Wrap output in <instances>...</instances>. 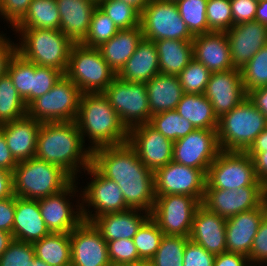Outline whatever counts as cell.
Wrapping results in <instances>:
<instances>
[{
	"label": "cell",
	"mask_w": 267,
	"mask_h": 266,
	"mask_svg": "<svg viewBox=\"0 0 267 266\" xmlns=\"http://www.w3.org/2000/svg\"><path fill=\"white\" fill-rule=\"evenodd\" d=\"M266 128L267 118L247 97L218 118V144L223 151L246 152Z\"/></svg>",
	"instance_id": "obj_5"
},
{
	"label": "cell",
	"mask_w": 267,
	"mask_h": 266,
	"mask_svg": "<svg viewBox=\"0 0 267 266\" xmlns=\"http://www.w3.org/2000/svg\"><path fill=\"white\" fill-rule=\"evenodd\" d=\"M151 115L176 110L184 95L178 76L157 74L146 82Z\"/></svg>",
	"instance_id": "obj_31"
},
{
	"label": "cell",
	"mask_w": 267,
	"mask_h": 266,
	"mask_svg": "<svg viewBox=\"0 0 267 266\" xmlns=\"http://www.w3.org/2000/svg\"><path fill=\"white\" fill-rule=\"evenodd\" d=\"M29 266H50L48 265L46 262L40 260L39 258H37L36 256L33 258V263L32 265Z\"/></svg>",
	"instance_id": "obj_65"
},
{
	"label": "cell",
	"mask_w": 267,
	"mask_h": 266,
	"mask_svg": "<svg viewBox=\"0 0 267 266\" xmlns=\"http://www.w3.org/2000/svg\"><path fill=\"white\" fill-rule=\"evenodd\" d=\"M32 0H0V14L14 26L24 17Z\"/></svg>",
	"instance_id": "obj_53"
},
{
	"label": "cell",
	"mask_w": 267,
	"mask_h": 266,
	"mask_svg": "<svg viewBox=\"0 0 267 266\" xmlns=\"http://www.w3.org/2000/svg\"><path fill=\"white\" fill-rule=\"evenodd\" d=\"M164 233L158 224L149 217L138 229L133 237L139 258L147 263L158 250Z\"/></svg>",
	"instance_id": "obj_42"
},
{
	"label": "cell",
	"mask_w": 267,
	"mask_h": 266,
	"mask_svg": "<svg viewBox=\"0 0 267 266\" xmlns=\"http://www.w3.org/2000/svg\"><path fill=\"white\" fill-rule=\"evenodd\" d=\"M64 74L52 67L34 64V76L32 82V102L38 97L50 91Z\"/></svg>",
	"instance_id": "obj_49"
},
{
	"label": "cell",
	"mask_w": 267,
	"mask_h": 266,
	"mask_svg": "<svg viewBox=\"0 0 267 266\" xmlns=\"http://www.w3.org/2000/svg\"><path fill=\"white\" fill-rule=\"evenodd\" d=\"M207 176L201 169L171 161L154 172L156 196L188 195L202 203Z\"/></svg>",
	"instance_id": "obj_13"
},
{
	"label": "cell",
	"mask_w": 267,
	"mask_h": 266,
	"mask_svg": "<svg viewBox=\"0 0 267 266\" xmlns=\"http://www.w3.org/2000/svg\"><path fill=\"white\" fill-rule=\"evenodd\" d=\"M118 31L115 23L97 6L92 14L88 34L81 44L97 48L115 36Z\"/></svg>",
	"instance_id": "obj_44"
},
{
	"label": "cell",
	"mask_w": 267,
	"mask_h": 266,
	"mask_svg": "<svg viewBox=\"0 0 267 266\" xmlns=\"http://www.w3.org/2000/svg\"><path fill=\"white\" fill-rule=\"evenodd\" d=\"M240 71L246 93L267 86V44Z\"/></svg>",
	"instance_id": "obj_43"
},
{
	"label": "cell",
	"mask_w": 267,
	"mask_h": 266,
	"mask_svg": "<svg viewBox=\"0 0 267 266\" xmlns=\"http://www.w3.org/2000/svg\"><path fill=\"white\" fill-rule=\"evenodd\" d=\"M267 214L266 200L257 208L226 219L227 252L250 255L253 239Z\"/></svg>",
	"instance_id": "obj_22"
},
{
	"label": "cell",
	"mask_w": 267,
	"mask_h": 266,
	"mask_svg": "<svg viewBox=\"0 0 267 266\" xmlns=\"http://www.w3.org/2000/svg\"><path fill=\"white\" fill-rule=\"evenodd\" d=\"M201 202L188 195L156 196L150 217L164 235L189 237Z\"/></svg>",
	"instance_id": "obj_12"
},
{
	"label": "cell",
	"mask_w": 267,
	"mask_h": 266,
	"mask_svg": "<svg viewBox=\"0 0 267 266\" xmlns=\"http://www.w3.org/2000/svg\"><path fill=\"white\" fill-rule=\"evenodd\" d=\"M41 124L26 115L21 119L0 125L8 148L17 162L28 160L35 156Z\"/></svg>",
	"instance_id": "obj_25"
},
{
	"label": "cell",
	"mask_w": 267,
	"mask_h": 266,
	"mask_svg": "<svg viewBox=\"0 0 267 266\" xmlns=\"http://www.w3.org/2000/svg\"><path fill=\"white\" fill-rule=\"evenodd\" d=\"M15 214V195L0 200V230L13 236V222Z\"/></svg>",
	"instance_id": "obj_54"
},
{
	"label": "cell",
	"mask_w": 267,
	"mask_h": 266,
	"mask_svg": "<svg viewBox=\"0 0 267 266\" xmlns=\"http://www.w3.org/2000/svg\"><path fill=\"white\" fill-rule=\"evenodd\" d=\"M122 2L129 3L137 8L140 12L148 5L150 0H121Z\"/></svg>",
	"instance_id": "obj_64"
},
{
	"label": "cell",
	"mask_w": 267,
	"mask_h": 266,
	"mask_svg": "<svg viewBox=\"0 0 267 266\" xmlns=\"http://www.w3.org/2000/svg\"><path fill=\"white\" fill-rule=\"evenodd\" d=\"M70 266H112L107 242L91 222L82 221L70 232Z\"/></svg>",
	"instance_id": "obj_18"
},
{
	"label": "cell",
	"mask_w": 267,
	"mask_h": 266,
	"mask_svg": "<svg viewBox=\"0 0 267 266\" xmlns=\"http://www.w3.org/2000/svg\"><path fill=\"white\" fill-rule=\"evenodd\" d=\"M226 35L234 69H242L267 44V27L255 20L232 26Z\"/></svg>",
	"instance_id": "obj_20"
},
{
	"label": "cell",
	"mask_w": 267,
	"mask_h": 266,
	"mask_svg": "<svg viewBox=\"0 0 267 266\" xmlns=\"http://www.w3.org/2000/svg\"><path fill=\"white\" fill-rule=\"evenodd\" d=\"M74 179L61 167L37 157L18 162L13 172V194L37 200L57 194Z\"/></svg>",
	"instance_id": "obj_4"
},
{
	"label": "cell",
	"mask_w": 267,
	"mask_h": 266,
	"mask_svg": "<svg viewBox=\"0 0 267 266\" xmlns=\"http://www.w3.org/2000/svg\"><path fill=\"white\" fill-rule=\"evenodd\" d=\"M83 143L75 121L42 123L35 157L61 167L75 180L77 167L86 170L92 164V150L84 149Z\"/></svg>",
	"instance_id": "obj_2"
},
{
	"label": "cell",
	"mask_w": 267,
	"mask_h": 266,
	"mask_svg": "<svg viewBox=\"0 0 267 266\" xmlns=\"http://www.w3.org/2000/svg\"><path fill=\"white\" fill-rule=\"evenodd\" d=\"M255 21L267 27V0L258 1V6L255 15Z\"/></svg>",
	"instance_id": "obj_62"
},
{
	"label": "cell",
	"mask_w": 267,
	"mask_h": 266,
	"mask_svg": "<svg viewBox=\"0 0 267 266\" xmlns=\"http://www.w3.org/2000/svg\"><path fill=\"white\" fill-rule=\"evenodd\" d=\"M75 122L83 141L86 134L92 140L91 150L128 142L129 131L104 93L82 94Z\"/></svg>",
	"instance_id": "obj_3"
},
{
	"label": "cell",
	"mask_w": 267,
	"mask_h": 266,
	"mask_svg": "<svg viewBox=\"0 0 267 266\" xmlns=\"http://www.w3.org/2000/svg\"><path fill=\"white\" fill-rule=\"evenodd\" d=\"M215 255L190 239L186 242L183 266H213Z\"/></svg>",
	"instance_id": "obj_50"
},
{
	"label": "cell",
	"mask_w": 267,
	"mask_h": 266,
	"mask_svg": "<svg viewBox=\"0 0 267 266\" xmlns=\"http://www.w3.org/2000/svg\"><path fill=\"white\" fill-rule=\"evenodd\" d=\"M208 0H175L182 20L193 36L209 32L206 5Z\"/></svg>",
	"instance_id": "obj_41"
},
{
	"label": "cell",
	"mask_w": 267,
	"mask_h": 266,
	"mask_svg": "<svg viewBox=\"0 0 267 266\" xmlns=\"http://www.w3.org/2000/svg\"><path fill=\"white\" fill-rule=\"evenodd\" d=\"M88 174L93 176V181L85 187L83 191V199L88 206L96 209L95 214L87 212L81 205L77 210H81L82 218L86 222H90L94 217L107 213L122 212L130 209L126 204L122 191L116 182L105 177L93 164L87 169Z\"/></svg>",
	"instance_id": "obj_15"
},
{
	"label": "cell",
	"mask_w": 267,
	"mask_h": 266,
	"mask_svg": "<svg viewBox=\"0 0 267 266\" xmlns=\"http://www.w3.org/2000/svg\"><path fill=\"white\" fill-rule=\"evenodd\" d=\"M97 6L115 23L119 30L140 26L141 12L121 0H100Z\"/></svg>",
	"instance_id": "obj_40"
},
{
	"label": "cell",
	"mask_w": 267,
	"mask_h": 266,
	"mask_svg": "<svg viewBox=\"0 0 267 266\" xmlns=\"http://www.w3.org/2000/svg\"><path fill=\"white\" fill-rule=\"evenodd\" d=\"M246 262H250L248 256L246 255L233 252H224L215 255L213 266H245Z\"/></svg>",
	"instance_id": "obj_55"
},
{
	"label": "cell",
	"mask_w": 267,
	"mask_h": 266,
	"mask_svg": "<svg viewBox=\"0 0 267 266\" xmlns=\"http://www.w3.org/2000/svg\"><path fill=\"white\" fill-rule=\"evenodd\" d=\"M153 42L157 48L161 74L178 76L193 59L192 41L162 39Z\"/></svg>",
	"instance_id": "obj_32"
},
{
	"label": "cell",
	"mask_w": 267,
	"mask_h": 266,
	"mask_svg": "<svg viewBox=\"0 0 267 266\" xmlns=\"http://www.w3.org/2000/svg\"><path fill=\"white\" fill-rule=\"evenodd\" d=\"M189 237L164 235L156 254L147 262L150 266H183V256Z\"/></svg>",
	"instance_id": "obj_39"
},
{
	"label": "cell",
	"mask_w": 267,
	"mask_h": 266,
	"mask_svg": "<svg viewBox=\"0 0 267 266\" xmlns=\"http://www.w3.org/2000/svg\"><path fill=\"white\" fill-rule=\"evenodd\" d=\"M92 164L117 183L130 208L152 212L156 199L154 172L141 162L128 142L92 150Z\"/></svg>",
	"instance_id": "obj_1"
},
{
	"label": "cell",
	"mask_w": 267,
	"mask_h": 266,
	"mask_svg": "<svg viewBox=\"0 0 267 266\" xmlns=\"http://www.w3.org/2000/svg\"><path fill=\"white\" fill-rule=\"evenodd\" d=\"M13 236L11 233L0 230V257L6 251L9 244L13 241Z\"/></svg>",
	"instance_id": "obj_63"
},
{
	"label": "cell",
	"mask_w": 267,
	"mask_h": 266,
	"mask_svg": "<svg viewBox=\"0 0 267 266\" xmlns=\"http://www.w3.org/2000/svg\"><path fill=\"white\" fill-rule=\"evenodd\" d=\"M206 15L209 32H227L232 27L230 0H208Z\"/></svg>",
	"instance_id": "obj_46"
},
{
	"label": "cell",
	"mask_w": 267,
	"mask_h": 266,
	"mask_svg": "<svg viewBox=\"0 0 267 266\" xmlns=\"http://www.w3.org/2000/svg\"><path fill=\"white\" fill-rule=\"evenodd\" d=\"M15 29L23 37L20 45L17 46V53L31 63L52 67L65 75L70 50L74 43L60 29Z\"/></svg>",
	"instance_id": "obj_6"
},
{
	"label": "cell",
	"mask_w": 267,
	"mask_h": 266,
	"mask_svg": "<svg viewBox=\"0 0 267 266\" xmlns=\"http://www.w3.org/2000/svg\"><path fill=\"white\" fill-rule=\"evenodd\" d=\"M205 189L237 190L264 186L258 179L253 159L240 151L221 150L207 172Z\"/></svg>",
	"instance_id": "obj_9"
},
{
	"label": "cell",
	"mask_w": 267,
	"mask_h": 266,
	"mask_svg": "<svg viewBox=\"0 0 267 266\" xmlns=\"http://www.w3.org/2000/svg\"><path fill=\"white\" fill-rule=\"evenodd\" d=\"M193 58L211 73L234 69L226 32L211 31L194 36Z\"/></svg>",
	"instance_id": "obj_24"
},
{
	"label": "cell",
	"mask_w": 267,
	"mask_h": 266,
	"mask_svg": "<svg viewBox=\"0 0 267 266\" xmlns=\"http://www.w3.org/2000/svg\"><path fill=\"white\" fill-rule=\"evenodd\" d=\"M211 72L194 58L178 75L184 93L204 94Z\"/></svg>",
	"instance_id": "obj_45"
},
{
	"label": "cell",
	"mask_w": 267,
	"mask_h": 266,
	"mask_svg": "<svg viewBox=\"0 0 267 266\" xmlns=\"http://www.w3.org/2000/svg\"><path fill=\"white\" fill-rule=\"evenodd\" d=\"M9 42L6 38L0 35V77L7 72L9 61L17 52V45Z\"/></svg>",
	"instance_id": "obj_56"
},
{
	"label": "cell",
	"mask_w": 267,
	"mask_h": 266,
	"mask_svg": "<svg viewBox=\"0 0 267 266\" xmlns=\"http://www.w3.org/2000/svg\"><path fill=\"white\" fill-rule=\"evenodd\" d=\"M74 183L75 180L57 194L37 199L42 218L50 233H70L83 221L81 210L74 212L66 197L68 194L71 197L70 194L76 191Z\"/></svg>",
	"instance_id": "obj_21"
},
{
	"label": "cell",
	"mask_w": 267,
	"mask_h": 266,
	"mask_svg": "<svg viewBox=\"0 0 267 266\" xmlns=\"http://www.w3.org/2000/svg\"><path fill=\"white\" fill-rule=\"evenodd\" d=\"M265 186H246L237 190L205 189L202 205L228 219L259 207L266 200Z\"/></svg>",
	"instance_id": "obj_16"
},
{
	"label": "cell",
	"mask_w": 267,
	"mask_h": 266,
	"mask_svg": "<svg viewBox=\"0 0 267 266\" xmlns=\"http://www.w3.org/2000/svg\"><path fill=\"white\" fill-rule=\"evenodd\" d=\"M232 26L255 20L258 0H230Z\"/></svg>",
	"instance_id": "obj_51"
},
{
	"label": "cell",
	"mask_w": 267,
	"mask_h": 266,
	"mask_svg": "<svg viewBox=\"0 0 267 266\" xmlns=\"http://www.w3.org/2000/svg\"><path fill=\"white\" fill-rule=\"evenodd\" d=\"M204 95L218 118L228 113L247 98L241 71L231 69L211 73Z\"/></svg>",
	"instance_id": "obj_19"
},
{
	"label": "cell",
	"mask_w": 267,
	"mask_h": 266,
	"mask_svg": "<svg viewBox=\"0 0 267 266\" xmlns=\"http://www.w3.org/2000/svg\"><path fill=\"white\" fill-rule=\"evenodd\" d=\"M103 93L128 131L150 122L145 82H128L116 76Z\"/></svg>",
	"instance_id": "obj_10"
},
{
	"label": "cell",
	"mask_w": 267,
	"mask_h": 266,
	"mask_svg": "<svg viewBox=\"0 0 267 266\" xmlns=\"http://www.w3.org/2000/svg\"><path fill=\"white\" fill-rule=\"evenodd\" d=\"M176 111L196 129H217L218 117L204 94L184 93Z\"/></svg>",
	"instance_id": "obj_33"
},
{
	"label": "cell",
	"mask_w": 267,
	"mask_h": 266,
	"mask_svg": "<svg viewBox=\"0 0 267 266\" xmlns=\"http://www.w3.org/2000/svg\"><path fill=\"white\" fill-rule=\"evenodd\" d=\"M6 73L10 76L18 94L28 107L32 103L34 63L25 60L16 52L9 61Z\"/></svg>",
	"instance_id": "obj_37"
},
{
	"label": "cell",
	"mask_w": 267,
	"mask_h": 266,
	"mask_svg": "<svg viewBox=\"0 0 267 266\" xmlns=\"http://www.w3.org/2000/svg\"><path fill=\"white\" fill-rule=\"evenodd\" d=\"M13 195V173L0 168V200Z\"/></svg>",
	"instance_id": "obj_60"
},
{
	"label": "cell",
	"mask_w": 267,
	"mask_h": 266,
	"mask_svg": "<svg viewBox=\"0 0 267 266\" xmlns=\"http://www.w3.org/2000/svg\"><path fill=\"white\" fill-rule=\"evenodd\" d=\"M267 151V128L264 129L255 139L246 153L253 158L259 152Z\"/></svg>",
	"instance_id": "obj_61"
},
{
	"label": "cell",
	"mask_w": 267,
	"mask_h": 266,
	"mask_svg": "<svg viewBox=\"0 0 267 266\" xmlns=\"http://www.w3.org/2000/svg\"><path fill=\"white\" fill-rule=\"evenodd\" d=\"M60 14V30L73 42L81 43L88 34L94 0H56Z\"/></svg>",
	"instance_id": "obj_26"
},
{
	"label": "cell",
	"mask_w": 267,
	"mask_h": 266,
	"mask_svg": "<svg viewBox=\"0 0 267 266\" xmlns=\"http://www.w3.org/2000/svg\"><path fill=\"white\" fill-rule=\"evenodd\" d=\"M142 266H150L149 264H147V263H144Z\"/></svg>",
	"instance_id": "obj_67"
},
{
	"label": "cell",
	"mask_w": 267,
	"mask_h": 266,
	"mask_svg": "<svg viewBox=\"0 0 267 266\" xmlns=\"http://www.w3.org/2000/svg\"><path fill=\"white\" fill-rule=\"evenodd\" d=\"M14 27L60 29V14L56 0H32L24 17Z\"/></svg>",
	"instance_id": "obj_35"
},
{
	"label": "cell",
	"mask_w": 267,
	"mask_h": 266,
	"mask_svg": "<svg viewBox=\"0 0 267 266\" xmlns=\"http://www.w3.org/2000/svg\"><path fill=\"white\" fill-rule=\"evenodd\" d=\"M251 263L267 262V214L264 216L256 236L253 239L250 255L248 256Z\"/></svg>",
	"instance_id": "obj_52"
},
{
	"label": "cell",
	"mask_w": 267,
	"mask_h": 266,
	"mask_svg": "<svg viewBox=\"0 0 267 266\" xmlns=\"http://www.w3.org/2000/svg\"><path fill=\"white\" fill-rule=\"evenodd\" d=\"M65 75L81 93H103L117 76L103 59L98 48L74 43Z\"/></svg>",
	"instance_id": "obj_7"
},
{
	"label": "cell",
	"mask_w": 267,
	"mask_h": 266,
	"mask_svg": "<svg viewBox=\"0 0 267 266\" xmlns=\"http://www.w3.org/2000/svg\"><path fill=\"white\" fill-rule=\"evenodd\" d=\"M189 239L214 255L227 252L226 219L200 204L194 215Z\"/></svg>",
	"instance_id": "obj_23"
},
{
	"label": "cell",
	"mask_w": 267,
	"mask_h": 266,
	"mask_svg": "<svg viewBox=\"0 0 267 266\" xmlns=\"http://www.w3.org/2000/svg\"><path fill=\"white\" fill-rule=\"evenodd\" d=\"M149 124L173 142L186 137L196 129L189 120L180 116L176 110L152 115Z\"/></svg>",
	"instance_id": "obj_38"
},
{
	"label": "cell",
	"mask_w": 267,
	"mask_h": 266,
	"mask_svg": "<svg viewBox=\"0 0 267 266\" xmlns=\"http://www.w3.org/2000/svg\"><path fill=\"white\" fill-rule=\"evenodd\" d=\"M27 115V106L18 94L10 76L0 77V125Z\"/></svg>",
	"instance_id": "obj_36"
},
{
	"label": "cell",
	"mask_w": 267,
	"mask_h": 266,
	"mask_svg": "<svg viewBox=\"0 0 267 266\" xmlns=\"http://www.w3.org/2000/svg\"><path fill=\"white\" fill-rule=\"evenodd\" d=\"M139 210L141 214L142 210L136 208L107 213L94 217L90 222L106 242L117 239H133L141 225L150 217V213L147 211L142 217L138 214Z\"/></svg>",
	"instance_id": "obj_28"
},
{
	"label": "cell",
	"mask_w": 267,
	"mask_h": 266,
	"mask_svg": "<svg viewBox=\"0 0 267 266\" xmlns=\"http://www.w3.org/2000/svg\"><path fill=\"white\" fill-rule=\"evenodd\" d=\"M159 73V58L156 45L153 41L142 38L137 45L136 51L117 76L128 82L146 83Z\"/></svg>",
	"instance_id": "obj_29"
},
{
	"label": "cell",
	"mask_w": 267,
	"mask_h": 266,
	"mask_svg": "<svg viewBox=\"0 0 267 266\" xmlns=\"http://www.w3.org/2000/svg\"><path fill=\"white\" fill-rule=\"evenodd\" d=\"M33 247L35 256L50 266L71 265L70 233H50Z\"/></svg>",
	"instance_id": "obj_34"
},
{
	"label": "cell",
	"mask_w": 267,
	"mask_h": 266,
	"mask_svg": "<svg viewBox=\"0 0 267 266\" xmlns=\"http://www.w3.org/2000/svg\"><path fill=\"white\" fill-rule=\"evenodd\" d=\"M111 265L143 262L138 255L133 239H117L107 242Z\"/></svg>",
	"instance_id": "obj_48"
},
{
	"label": "cell",
	"mask_w": 267,
	"mask_h": 266,
	"mask_svg": "<svg viewBox=\"0 0 267 266\" xmlns=\"http://www.w3.org/2000/svg\"><path fill=\"white\" fill-rule=\"evenodd\" d=\"M220 151L217 129H195L174 142L172 161L201 169L207 175Z\"/></svg>",
	"instance_id": "obj_14"
},
{
	"label": "cell",
	"mask_w": 267,
	"mask_h": 266,
	"mask_svg": "<svg viewBox=\"0 0 267 266\" xmlns=\"http://www.w3.org/2000/svg\"><path fill=\"white\" fill-rule=\"evenodd\" d=\"M17 164L18 162L8 148L3 131L0 129V168L13 173Z\"/></svg>",
	"instance_id": "obj_57"
},
{
	"label": "cell",
	"mask_w": 267,
	"mask_h": 266,
	"mask_svg": "<svg viewBox=\"0 0 267 266\" xmlns=\"http://www.w3.org/2000/svg\"><path fill=\"white\" fill-rule=\"evenodd\" d=\"M140 25L143 38L151 41H192L194 38L182 20L174 0H150L141 11Z\"/></svg>",
	"instance_id": "obj_11"
},
{
	"label": "cell",
	"mask_w": 267,
	"mask_h": 266,
	"mask_svg": "<svg viewBox=\"0 0 267 266\" xmlns=\"http://www.w3.org/2000/svg\"><path fill=\"white\" fill-rule=\"evenodd\" d=\"M128 143L135 149L141 162L152 172L172 161L174 142L149 123L130 129Z\"/></svg>",
	"instance_id": "obj_17"
},
{
	"label": "cell",
	"mask_w": 267,
	"mask_h": 266,
	"mask_svg": "<svg viewBox=\"0 0 267 266\" xmlns=\"http://www.w3.org/2000/svg\"><path fill=\"white\" fill-rule=\"evenodd\" d=\"M38 205V200L23 199L15 196L13 239L34 243L49 235Z\"/></svg>",
	"instance_id": "obj_27"
},
{
	"label": "cell",
	"mask_w": 267,
	"mask_h": 266,
	"mask_svg": "<svg viewBox=\"0 0 267 266\" xmlns=\"http://www.w3.org/2000/svg\"><path fill=\"white\" fill-rule=\"evenodd\" d=\"M34 257L33 243L13 240L0 257V266H29Z\"/></svg>",
	"instance_id": "obj_47"
},
{
	"label": "cell",
	"mask_w": 267,
	"mask_h": 266,
	"mask_svg": "<svg viewBox=\"0 0 267 266\" xmlns=\"http://www.w3.org/2000/svg\"><path fill=\"white\" fill-rule=\"evenodd\" d=\"M247 97L267 118V86L259 87L249 91L247 93Z\"/></svg>",
	"instance_id": "obj_58"
},
{
	"label": "cell",
	"mask_w": 267,
	"mask_h": 266,
	"mask_svg": "<svg viewBox=\"0 0 267 266\" xmlns=\"http://www.w3.org/2000/svg\"><path fill=\"white\" fill-rule=\"evenodd\" d=\"M143 38L141 25L119 30L110 40L97 47L110 68L116 73L124 67Z\"/></svg>",
	"instance_id": "obj_30"
},
{
	"label": "cell",
	"mask_w": 267,
	"mask_h": 266,
	"mask_svg": "<svg viewBox=\"0 0 267 266\" xmlns=\"http://www.w3.org/2000/svg\"><path fill=\"white\" fill-rule=\"evenodd\" d=\"M252 159L259 181L267 187V151L257 153Z\"/></svg>",
	"instance_id": "obj_59"
},
{
	"label": "cell",
	"mask_w": 267,
	"mask_h": 266,
	"mask_svg": "<svg viewBox=\"0 0 267 266\" xmlns=\"http://www.w3.org/2000/svg\"><path fill=\"white\" fill-rule=\"evenodd\" d=\"M145 262H137V263H126V264H117L114 266H142Z\"/></svg>",
	"instance_id": "obj_66"
},
{
	"label": "cell",
	"mask_w": 267,
	"mask_h": 266,
	"mask_svg": "<svg viewBox=\"0 0 267 266\" xmlns=\"http://www.w3.org/2000/svg\"><path fill=\"white\" fill-rule=\"evenodd\" d=\"M81 95L80 89L63 75L50 91L27 107V115L40 123L75 121Z\"/></svg>",
	"instance_id": "obj_8"
}]
</instances>
